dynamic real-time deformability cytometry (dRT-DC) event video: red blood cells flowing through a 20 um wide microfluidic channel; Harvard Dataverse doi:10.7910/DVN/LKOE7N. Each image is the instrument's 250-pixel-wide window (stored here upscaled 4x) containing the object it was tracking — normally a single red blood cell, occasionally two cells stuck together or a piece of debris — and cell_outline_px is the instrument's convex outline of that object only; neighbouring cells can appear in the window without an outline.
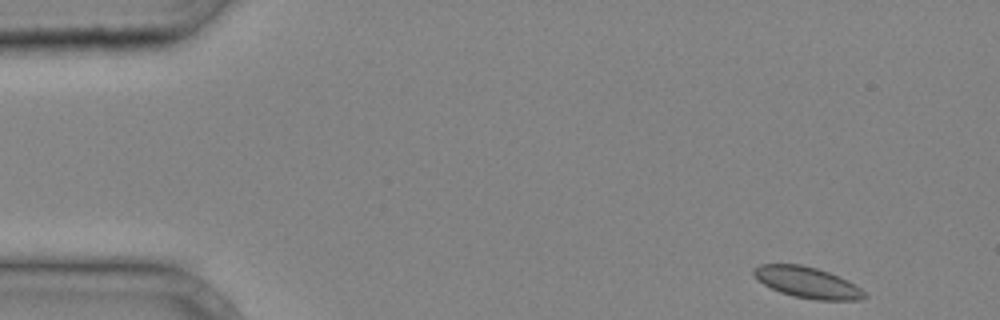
{"species": "common noctule bat (a hibernating species)", "species_latin": "Nyctalus noctula", "temperature_condition": "cold", "stored_images_in_passage": 36, "camera_frame_rate_fps": 3000, "um_per_image_px": 0.085, "animal": {"sex": "male", "body_mass_g": 20.4}, "frame": {"image": 1, "passage_image": 1, "time_ms": 0.0, "image_size_px": [1000, 320], "cell_outline_px": [[868, 296], [860, 300], [816, 300], [792, 296], [780, 292], [764, 284], [752, 272], [752, 268], [760, 264], [800, 264], [816, 268], [828, 272], [848, 280], [860, 288]], "centroid_in_image_um": [68.63, 24.01], "position_along_channel_um": 16.4, "area_um2": 19.94}}
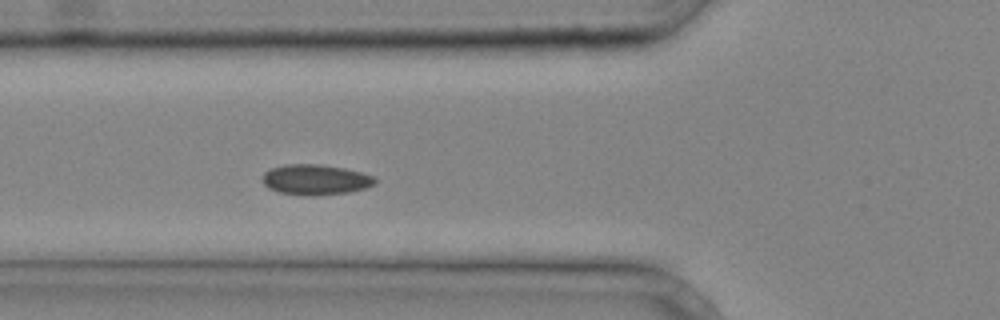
{"frame": {"image": 2, "passage_image": 12, "time_ms": 3.667, "image_size_px": [1000, 320], "cell_outline_px": [[376, 184], [364, 188], [348, 192], [312, 196], [308, 196], [280, 192], [268, 188], [264, 184], [264, 172], [272, 168], [284, 164], [320, 164], [344, 168], [376, 176]], "centroid_in_image_um": [26.84, 15.27], "position_along_channel_um": 99.0, "area_um2": 19.88}}
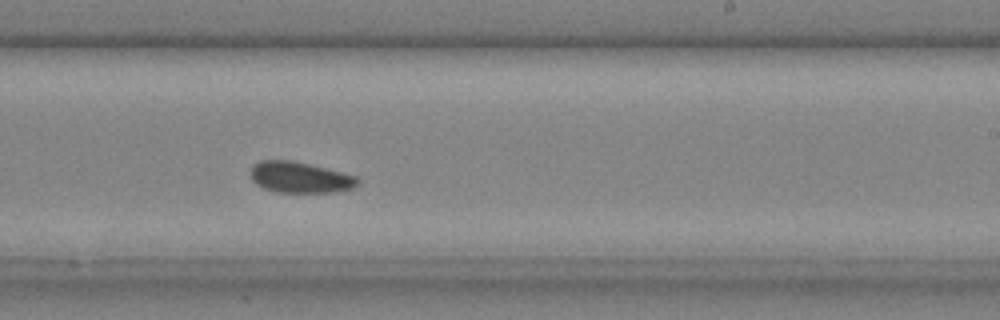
{"frame": {"image": 3, "passage_image": 22, "time_ms": 7.0, "image_size_px": [1000, 320], "cell_outline_px": [[360, 184], [352, 188], [336, 192], [276, 192], [264, 188], [256, 184], [252, 180], [252, 164], [260, 160], [292, 160], [356, 176], [360, 180]], "centroid_in_image_um": [25.5, 15.08], "position_along_channel_um": 263.5, "area_um2": 19.25}}